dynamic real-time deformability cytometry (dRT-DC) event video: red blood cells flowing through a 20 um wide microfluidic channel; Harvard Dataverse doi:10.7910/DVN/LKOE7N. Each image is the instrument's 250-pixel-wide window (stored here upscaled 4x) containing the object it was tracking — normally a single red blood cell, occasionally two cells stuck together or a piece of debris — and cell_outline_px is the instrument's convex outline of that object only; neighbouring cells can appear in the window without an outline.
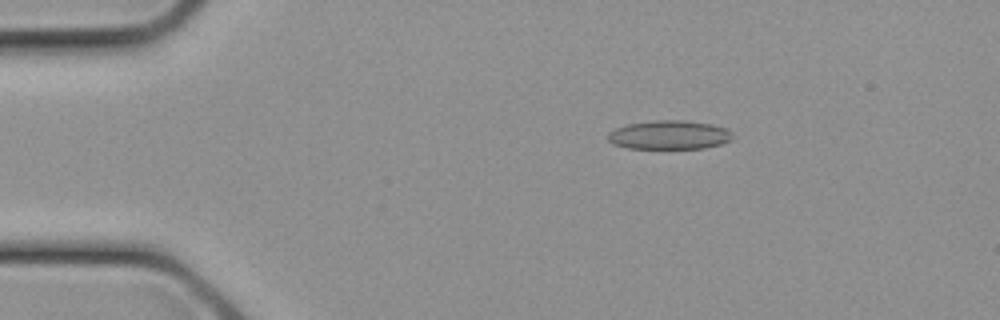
{"species": "common noctule bat (a hibernating species)", "species_latin": "Nyctalus noctula", "temperature_condition": "cold", "stored_images_in_passage": 9, "camera_frame_rate_fps": 3000, "um_per_image_px": 0.085, "animal": {"sex": "female", "body_mass_g": 21.9}, "frame": {"image": 1, "passage_image": 4, "time_ms": 1.0, "image_size_px": [1000, 320], "cell_outline_px": [[736, 136], [732, 140], [720, 144], [704, 148], [628, 148], [612, 144], [608, 140], [608, 132], [616, 128], [628, 124], [652, 120], [684, 120], [712, 124], [728, 128]], "centroid_in_image_um": [56.93, 11.46], "position_along_channel_um": 28.1, "area_um2": 21.21}}
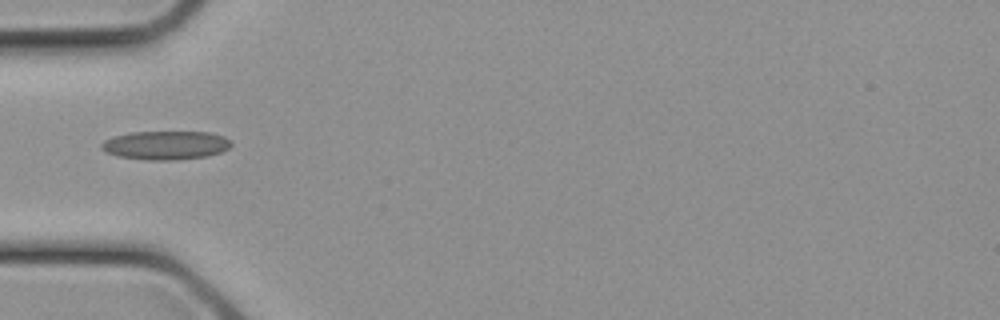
{"frame": {"image": 2, "passage_image": 8, "time_ms": 2.333, "image_size_px": [1000, 320], "cell_outline_px": [[232, 144], [228, 148], [220, 152], [208, 156], [176, 160], [148, 160], [116, 156], [104, 152], [100, 148], [100, 144], [104, 140], [112, 136], [132, 132], [208, 132], [224, 136], [232, 140]], "centroid_in_image_um": [14.05, 12.34], "position_along_channel_um": 70.9, "area_um2": 21.96}}